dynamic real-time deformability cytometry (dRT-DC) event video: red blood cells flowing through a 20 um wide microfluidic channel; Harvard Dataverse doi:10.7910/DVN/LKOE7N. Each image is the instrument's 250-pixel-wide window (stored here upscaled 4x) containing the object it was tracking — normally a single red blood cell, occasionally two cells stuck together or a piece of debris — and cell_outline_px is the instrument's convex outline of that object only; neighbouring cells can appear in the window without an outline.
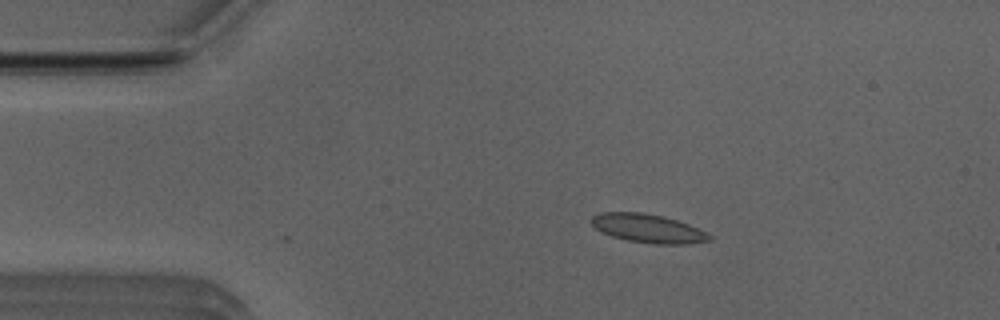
{"species": "Egyptian fruit bat (a non-hibernating species)", "species_latin": "Rousettus aegyptiacus", "temperature_condition": "room temperature", "stored_images_in_passage": 43, "camera_frame_rate_fps": 3000, "um_per_image_px": 0.085, "animal": {"sex": "male"}, "frame": {"image": 1, "passage_image": 1, "time_ms": 0.0, "image_size_px": [1000, 320], "cell_outline_px": [[712, 240], [688, 244], [656, 244], [628, 240], [612, 236], [600, 232], [588, 220], [592, 216], [600, 212], [644, 212], [664, 216], [688, 224], [708, 232], [712, 236]], "centroid_in_image_um": [55.08, 19.4], "position_along_channel_um": 29.9, "area_um2": 19.88}}
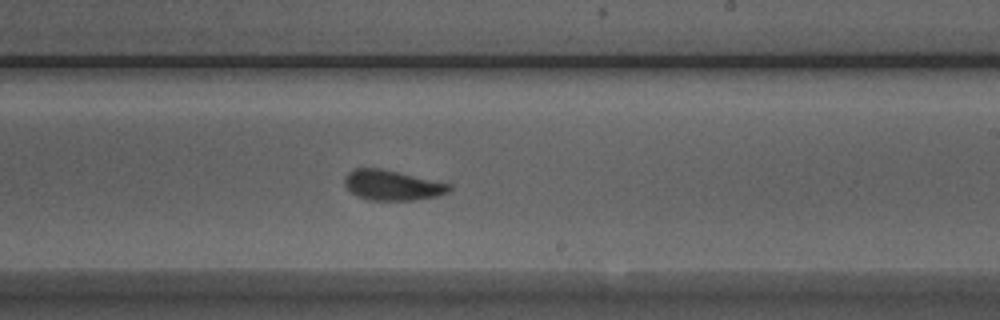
{"frame": {"image": 2, "passage_image": 22, "time_ms": 7.0, "image_size_px": [1000, 320], "cell_outline_px": [[452, 188], [448, 192], [436, 196], [416, 200], [368, 200], [356, 196], [344, 184], [344, 176], [352, 168], [380, 168], [400, 172], [452, 184]], "centroid_in_image_um": [33.33, 15.73], "position_along_channel_um": 255.7, "area_um2": 18.55}}
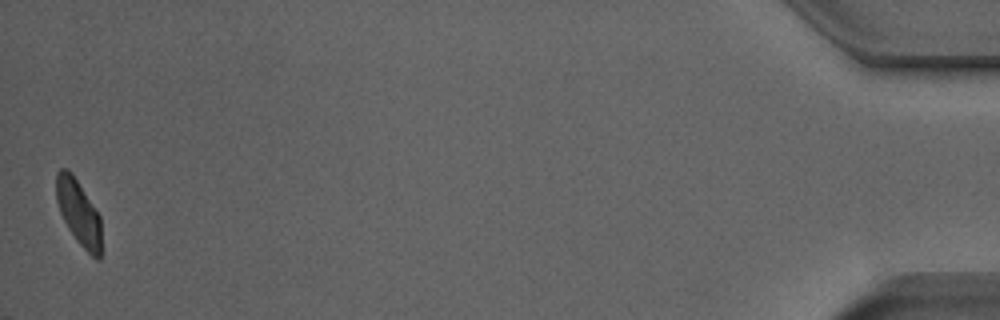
{"frame": {"image": 3, "passage_image": 43, "time_ms": 14.0, "image_size_px": [1000, 320], "cell_outline_px": [[100, 260], [96, 260], [76, 240], [68, 228], [60, 212], [56, 200], [56, 172], [60, 168], [68, 168], [72, 172], [100, 216]], "centroid_in_image_um": [6.66, 18.03], "position_along_channel_um": 428.5, "area_um2": 17.05}, "authors_computed_cell_mechanics": {"area_um2": 18.5538, "velocity_mm_per_s": 3.9097, "shape_relaxation_time_tau1_ms": 3.8365, "shape_relaxation_time_tau2_ms": 1.0928, "deformation_change_tau1": 0.1381, "deformation_change_tau2": 0.0752}}